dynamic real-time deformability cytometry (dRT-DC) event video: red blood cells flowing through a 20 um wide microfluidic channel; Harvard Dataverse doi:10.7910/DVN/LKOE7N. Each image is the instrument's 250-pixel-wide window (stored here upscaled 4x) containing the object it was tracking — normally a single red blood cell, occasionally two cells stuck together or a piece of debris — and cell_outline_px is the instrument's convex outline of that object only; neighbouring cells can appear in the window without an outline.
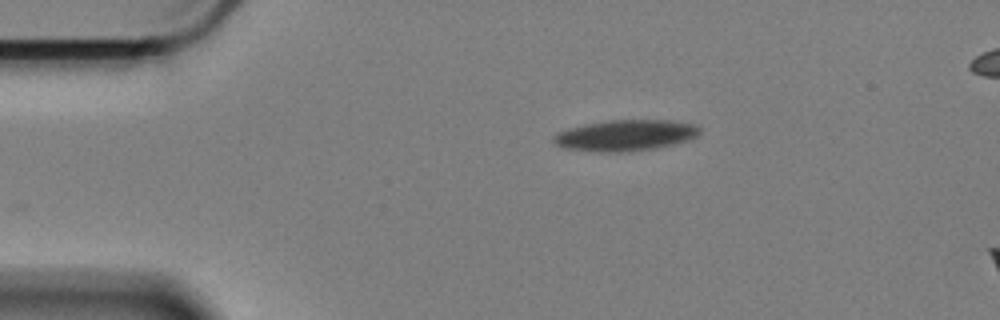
{"species": "Egyptian fruit bat (a non-hibernating species)", "species_latin": "Rousettus aegyptiacus", "temperature_condition": "cold", "stored_images_in_passage": 44, "camera_frame_rate_fps": 3000, "um_per_image_px": 0.085, "animal": {"sex": "female"}, "frame": {"image": 1, "passage_image": 1, "time_ms": 0.0, "image_size_px": [1000, 320], "cell_outline_px": [[700, 132], [696, 136], [688, 140], [672, 144], [652, 148], [628, 152], [600, 152], [564, 148], [556, 144], [552, 140], [560, 132], [584, 124], [608, 120], [668, 120], [696, 124], [700, 128]], "centroid_in_image_um": [53.19, 11.5], "position_along_channel_um": 31.8, "area_um2": 26.13}}
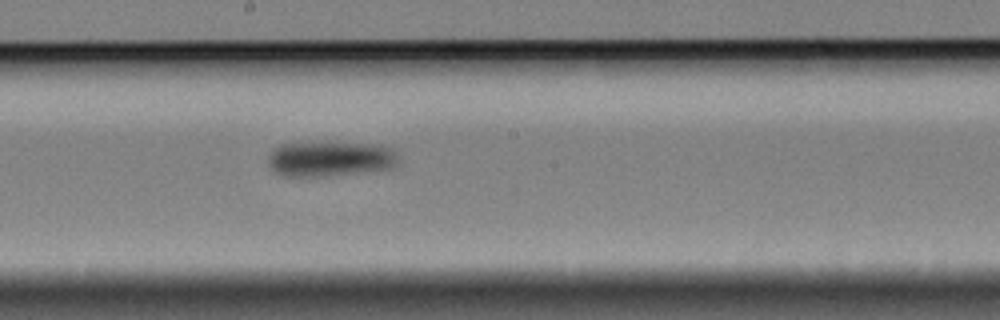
{"frame": {"image": 2, "passage_image": 22, "time_ms": 7.0, "image_size_px": [1000, 320], "cell_outline_px": [[396, 164], [392, 168], [360, 172], [324, 176], [284, 176], [276, 172], [268, 164], [268, 156], [272, 148], [280, 144], [328, 140], [380, 144], [392, 148], [396, 156]], "centroid_in_image_um": [28.03, 13.44], "position_along_channel_um": 220.2, "area_um2": 27.51}}
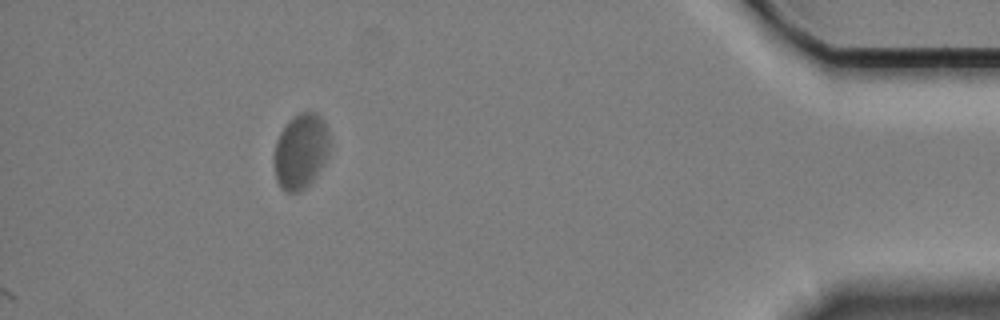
{"frame": {"image": 3, "passage_image": 44, "time_ms": 14.333, "image_size_px": [1000, 320], "cell_outline_px": [[328, 156], [324, 164], [316, 176], [300, 192], [284, 192], [280, 188], [276, 180], [272, 156], [276, 140], [280, 132], [288, 120], [300, 112], [316, 112], [324, 120], [328, 128]], "centroid_in_image_um": [25.53, 12.86], "position_along_channel_um": 409.7, "area_um2": 24.8}, "authors_computed_cell_mechanics": {"area_um2": 26.3857, "velocity_mm_per_s": 3.3358, "shape_relaxation_time_tau1_ms": 8.7483, "shape_relaxation_time_tau2_ms": null, "deformation_change_tau1": 0.1297, "deformation_change_tau2": null}}